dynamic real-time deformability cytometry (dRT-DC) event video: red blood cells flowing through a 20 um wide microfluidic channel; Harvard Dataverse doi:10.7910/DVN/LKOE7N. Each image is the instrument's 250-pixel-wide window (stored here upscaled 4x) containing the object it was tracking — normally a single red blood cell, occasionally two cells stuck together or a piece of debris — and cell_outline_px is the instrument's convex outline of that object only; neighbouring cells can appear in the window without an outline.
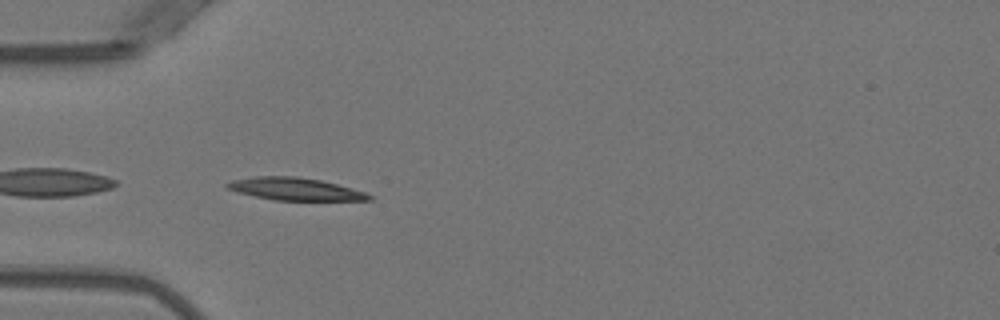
{"species": "Egyptian fruit bat (a non-hibernating species)", "species_latin": "Rousettus aegyptiacus", "temperature_condition": "warm", "stored_images_in_passage": 35, "camera_frame_rate_fps": 3000, "um_per_image_px": 0.085, "animal": {"sex": "female"}, "frame": {"image": 1, "passage_image": 1, "time_ms": 0.0, "image_size_px": [1000, 320], "cell_outline_px": [[372, 200], [272, 200], [236, 192], [228, 188], [224, 184], [232, 180], [256, 176], [296, 176], [320, 180], [352, 188], [364, 192], [372, 196]], "centroid_in_image_um": [25.04, 16.06], "position_along_channel_um": 60.0, "area_um2": 18.5}}
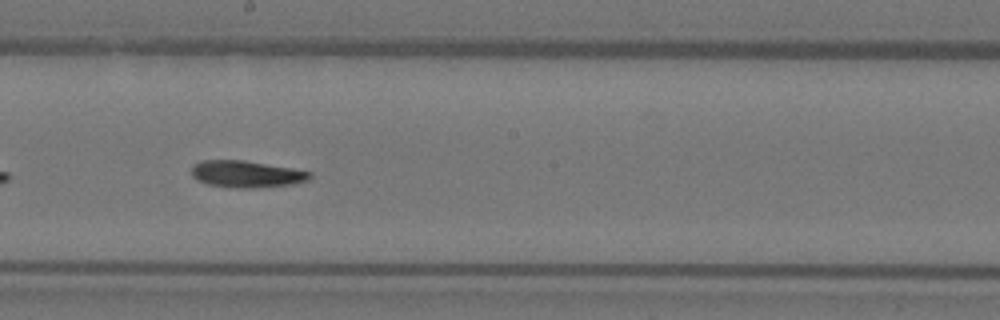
{"frame": {"image": 2, "passage_image": 14, "time_ms": 4.333, "image_size_px": [1000, 320], "cell_outline_px": [[312, 176], [308, 180], [292, 184], [252, 188], [236, 188], [208, 184], [196, 180], [192, 176], [192, 164], [200, 160], [244, 160], [292, 168], [312, 172]], "centroid_in_image_um": [20.92, 14.79], "position_along_channel_um": 227.3, "area_um2": 18.55}}
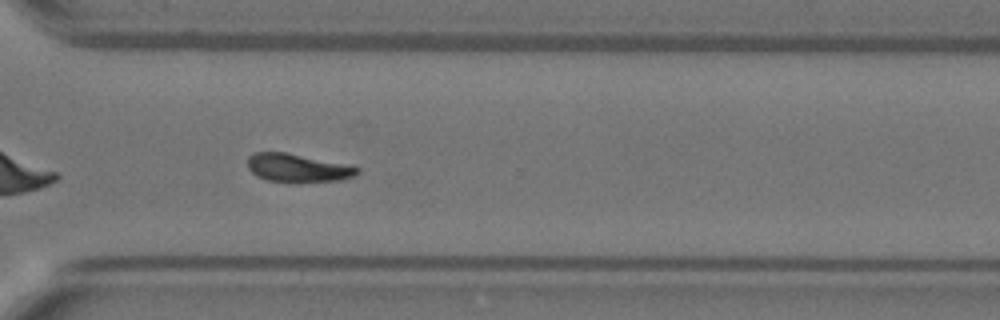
{"frame": {"image": 3, "passage_image": 23, "time_ms": 7.333, "image_size_px": [1000, 320], "cell_outline_px": [[360, 172], [352, 176], [340, 180], [296, 184], [288, 184], [268, 180], [256, 176], [248, 168], [248, 156], [252, 152], [284, 152], [352, 164], [360, 168]], "centroid_in_image_um": [25.33, 14.3], "position_along_channel_um": 345.3, "area_um2": 18.84}}